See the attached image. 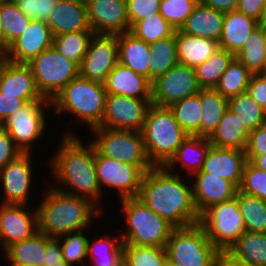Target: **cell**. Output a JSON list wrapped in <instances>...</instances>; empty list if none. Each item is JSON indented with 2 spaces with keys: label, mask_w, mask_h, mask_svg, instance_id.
<instances>
[{
  "label": "cell",
  "mask_w": 266,
  "mask_h": 266,
  "mask_svg": "<svg viewBox=\"0 0 266 266\" xmlns=\"http://www.w3.org/2000/svg\"><path fill=\"white\" fill-rule=\"evenodd\" d=\"M266 24H260L250 34L243 47L235 54L252 74L265 73Z\"/></svg>",
  "instance_id": "cell-33"
},
{
  "label": "cell",
  "mask_w": 266,
  "mask_h": 266,
  "mask_svg": "<svg viewBox=\"0 0 266 266\" xmlns=\"http://www.w3.org/2000/svg\"><path fill=\"white\" fill-rule=\"evenodd\" d=\"M140 132L154 166H164L188 136L169 107L154 104L149 107Z\"/></svg>",
  "instance_id": "cell-5"
},
{
  "label": "cell",
  "mask_w": 266,
  "mask_h": 266,
  "mask_svg": "<svg viewBox=\"0 0 266 266\" xmlns=\"http://www.w3.org/2000/svg\"><path fill=\"white\" fill-rule=\"evenodd\" d=\"M175 30L176 29L171 26L160 13H157L136 22L130 28L129 32L138 39H141L148 44H152L158 40L172 36L175 33Z\"/></svg>",
  "instance_id": "cell-43"
},
{
  "label": "cell",
  "mask_w": 266,
  "mask_h": 266,
  "mask_svg": "<svg viewBox=\"0 0 266 266\" xmlns=\"http://www.w3.org/2000/svg\"><path fill=\"white\" fill-rule=\"evenodd\" d=\"M246 161L245 151L211 146L199 172L219 176L238 188Z\"/></svg>",
  "instance_id": "cell-21"
},
{
  "label": "cell",
  "mask_w": 266,
  "mask_h": 266,
  "mask_svg": "<svg viewBox=\"0 0 266 266\" xmlns=\"http://www.w3.org/2000/svg\"><path fill=\"white\" fill-rule=\"evenodd\" d=\"M107 266H128L124 255H122L116 262Z\"/></svg>",
  "instance_id": "cell-61"
},
{
  "label": "cell",
  "mask_w": 266,
  "mask_h": 266,
  "mask_svg": "<svg viewBox=\"0 0 266 266\" xmlns=\"http://www.w3.org/2000/svg\"><path fill=\"white\" fill-rule=\"evenodd\" d=\"M59 0H14L20 11L31 18L32 20H39L48 22Z\"/></svg>",
  "instance_id": "cell-49"
},
{
  "label": "cell",
  "mask_w": 266,
  "mask_h": 266,
  "mask_svg": "<svg viewBox=\"0 0 266 266\" xmlns=\"http://www.w3.org/2000/svg\"><path fill=\"white\" fill-rule=\"evenodd\" d=\"M53 36L46 22L31 20L27 29L13 41L4 53L12 63L27 64L34 57L52 47Z\"/></svg>",
  "instance_id": "cell-19"
},
{
  "label": "cell",
  "mask_w": 266,
  "mask_h": 266,
  "mask_svg": "<svg viewBox=\"0 0 266 266\" xmlns=\"http://www.w3.org/2000/svg\"><path fill=\"white\" fill-rule=\"evenodd\" d=\"M118 63L149 79L150 44L130 32L117 35Z\"/></svg>",
  "instance_id": "cell-26"
},
{
  "label": "cell",
  "mask_w": 266,
  "mask_h": 266,
  "mask_svg": "<svg viewBox=\"0 0 266 266\" xmlns=\"http://www.w3.org/2000/svg\"><path fill=\"white\" fill-rule=\"evenodd\" d=\"M175 120L191 136H200V120L202 106L200 103V91L193 96L186 97L169 106Z\"/></svg>",
  "instance_id": "cell-39"
},
{
  "label": "cell",
  "mask_w": 266,
  "mask_h": 266,
  "mask_svg": "<svg viewBox=\"0 0 266 266\" xmlns=\"http://www.w3.org/2000/svg\"><path fill=\"white\" fill-rule=\"evenodd\" d=\"M246 91L266 111V73L253 74Z\"/></svg>",
  "instance_id": "cell-53"
},
{
  "label": "cell",
  "mask_w": 266,
  "mask_h": 266,
  "mask_svg": "<svg viewBox=\"0 0 266 266\" xmlns=\"http://www.w3.org/2000/svg\"><path fill=\"white\" fill-rule=\"evenodd\" d=\"M227 252L235 259L266 266V233L245 231Z\"/></svg>",
  "instance_id": "cell-34"
},
{
  "label": "cell",
  "mask_w": 266,
  "mask_h": 266,
  "mask_svg": "<svg viewBox=\"0 0 266 266\" xmlns=\"http://www.w3.org/2000/svg\"><path fill=\"white\" fill-rule=\"evenodd\" d=\"M252 75L241 62L234 58L219 79L215 89L226 99H230L246 91Z\"/></svg>",
  "instance_id": "cell-42"
},
{
  "label": "cell",
  "mask_w": 266,
  "mask_h": 266,
  "mask_svg": "<svg viewBox=\"0 0 266 266\" xmlns=\"http://www.w3.org/2000/svg\"><path fill=\"white\" fill-rule=\"evenodd\" d=\"M105 85L81 76L72 79L52 101L54 115L71 114L89 129L98 127L103 120L106 100Z\"/></svg>",
  "instance_id": "cell-4"
},
{
  "label": "cell",
  "mask_w": 266,
  "mask_h": 266,
  "mask_svg": "<svg viewBox=\"0 0 266 266\" xmlns=\"http://www.w3.org/2000/svg\"><path fill=\"white\" fill-rule=\"evenodd\" d=\"M0 53H5V34L2 28L1 19H0Z\"/></svg>",
  "instance_id": "cell-60"
},
{
  "label": "cell",
  "mask_w": 266,
  "mask_h": 266,
  "mask_svg": "<svg viewBox=\"0 0 266 266\" xmlns=\"http://www.w3.org/2000/svg\"><path fill=\"white\" fill-rule=\"evenodd\" d=\"M161 0H126L130 28L138 21L159 13Z\"/></svg>",
  "instance_id": "cell-50"
},
{
  "label": "cell",
  "mask_w": 266,
  "mask_h": 266,
  "mask_svg": "<svg viewBox=\"0 0 266 266\" xmlns=\"http://www.w3.org/2000/svg\"><path fill=\"white\" fill-rule=\"evenodd\" d=\"M164 266H174L171 263H169L168 261L164 264Z\"/></svg>",
  "instance_id": "cell-66"
},
{
  "label": "cell",
  "mask_w": 266,
  "mask_h": 266,
  "mask_svg": "<svg viewBox=\"0 0 266 266\" xmlns=\"http://www.w3.org/2000/svg\"><path fill=\"white\" fill-rule=\"evenodd\" d=\"M238 190L266 200V171L257 168L247 160Z\"/></svg>",
  "instance_id": "cell-48"
},
{
  "label": "cell",
  "mask_w": 266,
  "mask_h": 266,
  "mask_svg": "<svg viewBox=\"0 0 266 266\" xmlns=\"http://www.w3.org/2000/svg\"><path fill=\"white\" fill-rule=\"evenodd\" d=\"M235 55L219 48L202 64L194 67L197 82L201 88H215Z\"/></svg>",
  "instance_id": "cell-36"
},
{
  "label": "cell",
  "mask_w": 266,
  "mask_h": 266,
  "mask_svg": "<svg viewBox=\"0 0 266 266\" xmlns=\"http://www.w3.org/2000/svg\"><path fill=\"white\" fill-rule=\"evenodd\" d=\"M95 168L101 191L114 189L119 200L138 196L145 173L139 166L100 155L95 150Z\"/></svg>",
  "instance_id": "cell-12"
},
{
  "label": "cell",
  "mask_w": 266,
  "mask_h": 266,
  "mask_svg": "<svg viewBox=\"0 0 266 266\" xmlns=\"http://www.w3.org/2000/svg\"><path fill=\"white\" fill-rule=\"evenodd\" d=\"M0 204V248L32 237L38 232L36 206ZM34 209V210H33Z\"/></svg>",
  "instance_id": "cell-17"
},
{
  "label": "cell",
  "mask_w": 266,
  "mask_h": 266,
  "mask_svg": "<svg viewBox=\"0 0 266 266\" xmlns=\"http://www.w3.org/2000/svg\"><path fill=\"white\" fill-rule=\"evenodd\" d=\"M53 266H71V265H68V264H59V265H53Z\"/></svg>",
  "instance_id": "cell-67"
},
{
  "label": "cell",
  "mask_w": 266,
  "mask_h": 266,
  "mask_svg": "<svg viewBox=\"0 0 266 266\" xmlns=\"http://www.w3.org/2000/svg\"><path fill=\"white\" fill-rule=\"evenodd\" d=\"M65 132L56 153L48 161L54 179V184L50 182V185L62 192L89 199L103 212L99 203L105 195H102L97 180L94 146L87 139L84 145L83 139L72 130Z\"/></svg>",
  "instance_id": "cell-1"
},
{
  "label": "cell",
  "mask_w": 266,
  "mask_h": 266,
  "mask_svg": "<svg viewBox=\"0 0 266 266\" xmlns=\"http://www.w3.org/2000/svg\"><path fill=\"white\" fill-rule=\"evenodd\" d=\"M93 35V31L64 33L53 37L52 46L65 59L79 67Z\"/></svg>",
  "instance_id": "cell-40"
},
{
  "label": "cell",
  "mask_w": 266,
  "mask_h": 266,
  "mask_svg": "<svg viewBox=\"0 0 266 266\" xmlns=\"http://www.w3.org/2000/svg\"><path fill=\"white\" fill-rule=\"evenodd\" d=\"M193 201L199 215L209 206L235 197L238 188L226 179L206 172H196L190 178Z\"/></svg>",
  "instance_id": "cell-20"
},
{
  "label": "cell",
  "mask_w": 266,
  "mask_h": 266,
  "mask_svg": "<svg viewBox=\"0 0 266 266\" xmlns=\"http://www.w3.org/2000/svg\"><path fill=\"white\" fill-rule=\"evenodd\" d=\"M265 0H239L237 10L263 24Z\"/></svg>",
  "instance_id": "cell-56"
},
{
  "label": "cell",
  "mask_w": 266,
  "mask_h": 266,
  "mask_svg": "<svg viewBox=\"0 0 266 266\" xmlns=\"http://www.w3.org/2000/svg\"><path fill=\"white\" fill-rule=\"evenodd\" d=\"M14 0H0V5L4 4V3H9L12 2Z\"/></svg>",
  "instance_id": "cell-65"
},
{
  "label": "cell",
  "mask_w": 266,
  "mask_h": 266,
  "mask_svg": "<svg viewBox=\"0 0 266 266\" xmlns=\"http://www.w3.org/2000/svg\"><path fill=\"white\" fill-rule=\"evenodd\" d=\"M149 80L153 81L178 64L175 33L150 44Z\"/></svg>",
  "instance_id": "cell-38"
},
{
  "label": "cell",
  "mask_w": 266,
  "mask_h": 266,
  "mask_svg": "<svg viewBox=\"0 0 266 266\" xmlns=\"http://www.w3.org/2000/svg\"><path fill=\"white\" fill-rule=\"evenodd\" d=\"M87 13L94 34L118 35L130 31L126 0H90Z\"/></svg>",
  "instance_id": "cell-18"
},
{
  "label": "cell",
  "mask_w": 266,
  "mask_h": 266,
  "mask_svg": "<svg viewBox=\"0 0 266 266\" xmlns=\"http://www.w3.org/2000/svg\"><path fill=\"white\" fill-rule=\"evenodd\" d=\"M20 154L22 151L15 145L8 131L0 126V170Z\"/></svg>",
  "instance_id": "cell-51"
},
{
  "label": "cell",
  "mask_w": 266,
  "mask_h": 266,
  "mask_svg": "<svg viewBox=\"0 0 266 266\" xmlns=\"http://www.w3.org/2000/svg\"><path fill=\"white\" fill-rule=\"evenodd\" d=\"M211 146L208 138L188 135L164 167L169 172L180 175H183L181 171H185L191 177L202 169Z\"/></svg>",
  "instance_id": "cell-24"
},
{
  "label": "cell",
  "mask_w": 266,
  "mask_h": 266,
  "mask_svg": "<svg viewBox=\"0 0 266 266\" xmlns=\"http://www.w3.org/2000/svg\"><path fill=\"white\" fill-rule=\"evenodd\" d=\"M246 159L254 166L266 171V154L262 155H246Z\"/></svg>",
  "instance_id": "cell-59"
},
{
  "label": "cell",
  "mask_w": 266,
  "mask_h": 266,
  "mask_svg": "<svg viewBox=\"0 0 266 266\" xmlns=\"http://www.w3.org/2000/svg\"><path fill=\"white\" fill-rule=\"evenodd\" d=\"M26 102L18 95L2 94L0 92V125Z\"/></svg>",
  "instance_id": "cell-55"
},
{
  "label": "cell",
  "mask_w": 266,
  "mask_h": 266,
  "mask_svg": "<svg viewBox=\"0 0 266 266\" xmlns=\"http://www.w3.org/2000/svg\"><path fill=\"white\" fill-rule=\"evenodd\" d=\"M201 3L221 12L237 10L239 0H202Z\"/></svg>",
  "instance_id": "cell-57"
},
{
  "label": "cell",
  "mask_w": 266,
  "mask_h": 266,
  "mask_svg": "<svg viewBox=\"0 0 266 266\" xmlns=\"http://www.w3.org/2000/svg\"><path fill=\"white\" fill-rule=\"evenodd\" d=\"M45 186L46 190L41 191L43 197L36 211L38 231L49 238H59L83 229L90 230L93 221L104 215L89 199L62 192L50 184Z\"/></svg>",
  "instance_id": "cell-3"
},
{
  "label": "cell",
  "mask_w": 266,
  "mask_h": 266,
  "mask_svg": "<svg viewBox=\"0 0 266 266\" xmlns=\"http://www.w3.org/2000/svg\"><path fill=\"white\" fill-rule=\"evenodd\" d=\"M107 94L151 100V81L118 63L104 82Z\"/></svg>",
  "instance_id": "cell-25"
},
{
  "label": "cell",
  "mask_w": 266,
  "mask_h": 266,
  "mask_svg": "<svg viewBox=\"0 0 266 266\" xmlns=\"http://www.w3.org/2000/svg\"><path fill=\"white\" fill-rule=\"evenodd\" d=\"M79 1L87 4L90 0H79Z\"/></svg>",
  "instance_id": "cell-68"
},
{
  "label": "cell",
  "mask_w": 266,
  "mask_h": 266,
  "mask_svg": "<svg viewBox=\"0 0 266 266\" xmlns=\"http://www.w3.org/2000/svg\"><path fill=\"white\" fill-rule=\"evenodd\" d=\"M66 264L63 258V252L58 238H49L46 236V252L42 266H53Z\"/></svg>",
  "instance_id": "cell-54"
},
{
  "label": "cell",
  "mask_w": 266,
  "mask_h": 266,
  "mask_svg": "<svg viewBox=\"0 0 266 266\" xmlns=\"http://www.w3.org/2000/svg\"><path fill=\"white\" fill-rule=\"evenodd\" d=\"M88 229L69 232L62 235L60 246L63 252L64 262L71 266H86L87 264V243L88 234L85 233ZM87 236V237H86Z\"/></svg>",
  "instance_id": "cell-45"
},
{
  "label": "cell",
  "mask_w": 266,
  "mask_h": 266,
  "mask_svg": "<svg viewBox=\"0 0 266 266\" xmlns=\"http://www.w3.org/2000/svg\"><path fill=\"white\" fill-rule=\"evenodd\" d=\"M32 153H22L0 170L1 204L30 205L34 167Z\"/></svg>",
  "instance_id": "cell-14"
},
{
  "label": "cell",
  "mask_w": 266,
  "mask_h": 266,
  "mask_svg": "<svg viewBox=\"0 0 266 266\" xmlns=\"http://www.w3.org/2000/svg\"><path fill=\"white\" fill-rule=\"evenodd\" d=\"M245 154H266V124L257 127L249 133Z\"/></svg>",
  "instance_id": "cell-52"
},
{
  "label": "cell",
  "mask_w": 266,
  "mask_h": 266,
  "mask_svg": "<svg viewBox=\"0 0 266 266\" xmlns=\"http://www.w3.org/2000/svg\"><path fill=\"white\" fill-rule=\"evenodd\" d=\"M224 16V12L198 2L180 30L188 35L210 38L219 42Z\"/></svg>",
  "instance_id": "cell-29"
},
{
  "label": "cell",
  "mask_w": 266,
  "mask_h": 266,
  "mask_svg": "<svg viewBox=\"0 0 266 266\" xmlns=\"http://www.w3.org/2000/svg\"><path fill=\"white\" fill-rule=\"evenodd\" d=\"M200 103L202 106L200 137L209 138L228 109V99L215 88H201Z\"/></svg>",
  "instance_id": "cell-31"
},
{
  "label": "cell",
  "mask_w": 266,
  "mask_h": 266,
  "mask_svg": "<svg viewBox=\"0 0 266 266\" xmlns=\"http://www.w3.org/2000/svg\"><path fill=\"white\" fill-rule=\"evenodd\" d=\"M117 64V35L94 34L79 66V76L104 83Z\"/></svg>",
  "instance_id": "cell-16"
},
{
  "label": "cell",
  "mask_w": 266,
  "mask_h": 266,
  "mask_svg": "<svg viewBox=\"0 0 266 266\" xmlns=\"http://www.w3.org/2000/svg\"><path fill=\"white\" fill-rule=\"evenodd\" d=\"M201 90L193 67L177 64L163 75L151 81V102L156 106L169 107Z\"/></svg>",
  "instance_id": "cell-13"
},
{
  "label": "cell",
  "mask_w": 266,
  "mask_h": 266,
  "mask_svg": "<svg viewBox=\"0 0 266 266\" xmlns=\"http://www.w3.org/2000/svg\"><path fill=\"white\" fill-rule=\"evenodd\" d=\"M151 100L107 94L102 123L98 127L141 131Z\"/></svg>",
  "instance_id": "cell-15"
},
{
  "label": "cell",
  "mask_w": 266,
  "mask_h": 266,
  "mask_svg": "<svg viewBox=\"0 0 266 266\" xmlns=\"http://www.w3.org/2000/svg\"><path fill=\"white\" fill-rule=\"evenodd\" d=\"M126 224L120 236L124 244L165 248L174 227L137 197L119 200Z\"/></svg>",
  "instance_id": "cell-6"
},
{
  "label": "cell",
  "mask_w": 266,
  "mask_h": 266,
  "mask_svg": "<svg viewBox=\"0 0 266 266\" xmlns=\"http://www.w3.org/2000/svg\"><path fill=\"white\" fill-rule=\"evenodd\" d=\"M228 109L238 116L249 133L266 124V111L253 100L247 91L228 99Z\"/></svg>",
  "instance_id": "cell-37"
},
{
  "label": "cell",
  "mask_w": 266,
  "mask_h": 266,
  "mask_svg": "<svg viewBox=\"0 0 266 266\" xmlns=\"http://www.w3.org/2000/svg\"><path fill=\"white\" fill-rule=\"evenodd\" d=\"M259 25L258 21L238 10L226 12L219 39V48L226 49L235 55L243 47L253 30Z\"/></svg>",
  "instance_id": "cell-27"
},
{
  "label": "cell",
  "mask_w": 266,
  "mask_h": 266,
  "mask_svg": "<svg viewBox=\"0 0 266 266\" xmlns=\"http://www.w3.org/2000/svg\"><path fill=\"white\" fill-rule=\"evenodd\" d=\"M5 61H6L5 55L0 53V72H1L2 66H3Z\"/></svg>",
  "instance_id": "cell-62"
},
{
  "label": "cell",
  "mask_w": 266,
  "mask_h": 266,
  "mask_svg": "<svg viewBox=\"0 0 266 266\" xmlns=\"http://www.w3.org/2000/svg\"><path fill=\"white\" fill-rule=\"evenodd\" d=\"M94 238H88L86 266L111 265L123 255L124 243L121 236L98 235Z\"/></svg>",
  "instance_id": "cell-35"
},
{
  "label": "cell",
  "mask_w": 266,
  "mask_h": 266,
  "mask_svg": "<svg viewBox=\"0 0 266 266\" xmlns=\"http://www.w3.org/2000/svg\"><path fill=\"white\" fill-rule=\"evenodd\" d=\"M165 251L167 261L174 266H219L221 252L199 224L174 228Z\"/></svg>",
  "instance_id": "cell-7"
},
{
  "label": "cell",
  "mask_w": 266,
  "mask_h": 266,
  "mask_svg": "<svg viewBox=\"0 0 266 266\" xmlns=\"http://www.w3.org/2000/svg\"><path fill=\"white\" fill-rule=\"evenodd\" d=\"M199 225L220 252L227 251L246 231L236 197L205 209L200 214Z\"/></svg>",
  "instance_id": "cell-10"
},
{
  "label": "cell",
  "mask_w": 266,
  "mask_h": 266,
  "mask_svg": "<svg viewBox=\"0 0 266 266\" xmlns=\"http://www.w3.org/2000/svg\"><path fill=\"white\" fill-rule=\"evenodd\" d=\"M197 4L196 0H161L159 13L177 30L185 24Z\"/></svg>",
  "instance_id": "cell-47"
},
{
  "label": "cell",
  "mask_w": 266,
  "mask_h": 266,
  "mask_svg": "<svg viewBox=\"0 0 266 266\" xmlns=\"http://www.w3.org/2000/svg\"><path fill=\"white\" fill-rule=\"evenodd\" d=\"M123 255L128 266H164L167 262L165 248L124 244Z\"/></svg>",
  "instance_id": "cell-46"
},
{
  "label": "cell",
  "mask_w": 266,
  "mask_h": 266,
  "mask_svg": "<svg viewBox=\"0 0 266 266\" xmlns=\"http://www.w3.org/2000/svg\"><path fill=\"white\" fill-rule=\"evenodd\" d=\"M47 24L53 37L70 32L92 31L87 4L79 0H59Z\"/></svg>",
  "instance_id": "cell-23"
},
{
  "label": "cell",
  "mask_w": 266,
  "mask_h": 266,
  "mask_svg": "<svg viewBox=\"0 0 266 266\" xmlns=\"http://www.w3.org/2000/svg\"><path fill=\"white\" fill-rule=\"evenodd\" d=\"M219 266H258L233 258L227 251L221 252L219 256Z\"/></svg>",
  "instance_id": "cell-58"
},
{
  "label": "cell",
  "mask_w": 266,
  "mask_h": 266,
  "mask_svg": "<svg viewBox=\"0 0 266 266\" xmlns=\"http://www.w3.org/2000/svg\"><path fill=\"white\" fill-rule=\"evenodd\" d=\"M248 136L249 132L238 119V116L227 109L217 128L208 139L214 147L245 151Z\"/></svg>",
  "instance_id": "cell-30"
},
{
  "label": "cell",
  "mask_w": 266,
  "mask_h": 266,
  "mask_svg": "<svg viewBox=\"0 0 266 266\" xmlns=\"http://www.w3.org/2000/svg\"><path fill=\"white\" fill-rule=\"evenodd\" d=\"M27 65L31 68L38 91L50 101L79 75V67L65 59L53 46L34 57Z\"/></svg>",
  "instance_id": "cell-11"
},
{
  "label": "cell",
  "mask_w": 266,
  "mask_h": 266,
  "mask_svg": "<svg viewBox=\"0 0 266 266\" xmlns=\"http://www.w3.org/2000/svg\"><path fill=\"white\" fill-rule=\"evenodd\" d=\"M50 100H33L27 102L9 116L0 126L7 130L15 145L22 153H32V147L44 140L49 122ZM46 111V112H45ZM47 127V128H46ZM46 130V131H45ZM36 142V143H35Z\"/></svg>",
  "instance_id": "cell-9"
},
{
  "label": "cell",
  "mask_w": 266,
  "mask_h": 266,
  "mask_svg": "<svg viewBox=\"0 0 266 266\" xmlns=\"http://www.w3.org/2000/svg\"><path fill=\"white\" fill-rule=\"evenodd\" d=\"M235 197L242 214L245 230L266 233V200L237 190Z\"/></svg>",
  "instance_id": "cell-41"
},
{
  "label": "cell",
  "mask_w": 266,
  "mask_h": 266,
  "mask_svg": "<svg viewBox=\"0 0 266 266\" xmlns=\"http://www.w3.org/2000/svg\"><path fill=\"white\" fill-rule=\"evenodd\" d=\"M185 177L169 172L164 166H154L144 173L137 198L174 228L199 224L191 180Z\"/></svg>",
  "instance_id": "cell-2"
},
{
  "label": "cell",
  "mask_w": 266,
  "mask_h": 266,
  "mask_svg": "<svg viewBox=\"0 0 266 266\" xmlns=\"http://www.w3.org/2000/svg\"><path fill=\"white\" fill-rule=\"evenodd\" d=\"M90 131L94 132L95 137L92 136L89 142L100 155L139 166L144 172L154 167L147 156L140 131L105 127H96Z\"/></svg>",
  "instance_id": "cell-8"
},
{
  "label": "cell",
  "mask_w": 266,
  "mask_h": 266,
  "mask_svg": "<svg viewBox=\"0 0 266 266\" xmlns=\"http://www.w3.org/2000/svg\"><path fill=\"white\" fill-rule=\"evenodd\" d=\"M263 24H266V0H265V5H264Z\"/></svg>",
  "instance_id": "cell-64"
},
{
  "label": "cell",
  "mask_w": 266,
  "mask_h": 266,
  "mask_svg": "<svg viewBox=\"0 0 266 266\" xmlns=\"http://www.w3.org/2000/svg\"><path fill=\"white\" fill-rule=\"evenodd\" d=\"M0 92L18 95L26 103L33 100H47L37 89L31 68L27 64L5 61L0 72Z\"/></svg>",
  "instance_id": "cell-22"
},
{
  "label": "cell",
  "mask_w": 266,
  "mask_h": 266,
  "mask_svg": "<svg viewBox=\"0 0 266 266\" xmlns=\"http://www.w3.org/2000/svg\"><path fill=\"white\" fill-rule=\"evenodd\" d=\"M265 73H266V53H265Z\"/></svg>",
  "instance_id": "cell-69"
},
{
  "label": "cell",
  "mask_w": 266,
  "mask_h": 266,
  "mask_svg": "<svg viewBox=\"0 0 266 266\" xmlns=\"http://www.w3.org/2000/svg\"><path fill=\"white\" fill-rule=\"evenodd\" d=\"M46 252V235L41 232L32 237L15 242L8 246L2 253L8 263L30 264L42 266Z\"/></svg>",
  "instance_id": "cell-32"
},
{
  "label": "cell",
  "mask_w": 266,
  "mask_h": 266,
  "mask_svg": "<svg viewBox=\"0 0 266 266\" xmlns=\"http://www.w3.org/2000/svg\"><path fill=\"white\" fill-rule=\"evenodd\" d=\"M178 64L195 67L205 62L219 49L214 39L188 35L180 29L175 30Z\"/></svg>",
  "instance_id": "cell-28"
},
{
  "label": "cell",
  "mask_w": 266,
  "mask_h": 266,
  "mask_svg": "<svg viewBox=\"0 0 266 266\" xmlns=\"http://www.w3.org/2000/svg\"><path fill=\"white\" fill-rule=\"evenodd\" d=\"M8 266H33L30 264L8 263Z\"/></svg>",
  "instance_id": "cell-63"
},
{
  "label": "cell",
  "mask_w": 266,
  "mask_h": 266,
  "mask_svg": "<svg viewBox=\"0 0 266 266\" xmlns=\"http://www.w3.org/2000/svg\"><path fill=\"white\" fill-rule=\"evenodd\" d=\"M0 19L5 34V52L28 27L31 18L24 15L17 4L12 1L0 5Z\"/></svg>",
  "instance_id": "cell-44"
}]
</instances>
